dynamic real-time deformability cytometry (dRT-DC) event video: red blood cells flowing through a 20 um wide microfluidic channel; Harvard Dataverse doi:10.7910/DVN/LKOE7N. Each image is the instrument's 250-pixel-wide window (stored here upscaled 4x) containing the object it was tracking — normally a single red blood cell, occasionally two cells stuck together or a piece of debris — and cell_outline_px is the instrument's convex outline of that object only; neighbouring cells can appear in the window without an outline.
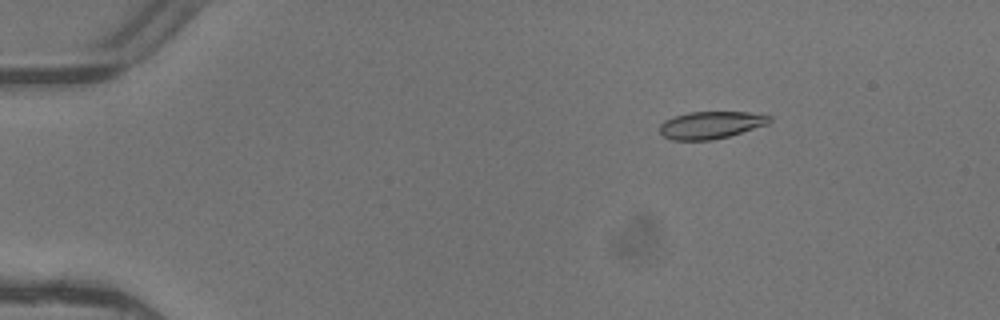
{"species": "common noctule bat (a hibernating species)", "species_latin": "Nyctalus noctula", "temperature_condition": "warm", "stored_images_in_passage": 5, "camera_frame_rate_fps": 3000, "um_per_image_px": 0.085, "animal": {"sex": "female"}, "frame": {"image": 1, "passage_image": 2, "time_ms": 0.333, "image_size_px": [1000, 320], "cell_outline_px": [[772, 120], [768, 124], [728, 136], [712, 140], [672, 140], [664, 136], [660, 132], [660, 124], [664, 120], [688, 112], [748, 112], [772, 116]], "centroid_in_image_um": [60.42, 10.62], "position_along_channel_um": 24.6, "area_um2": 17.4}}
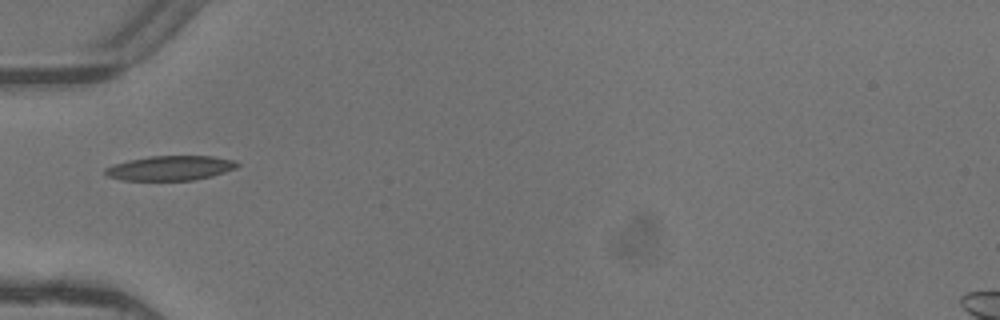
{"frame": {"image": 2, "passage_image": 5, "time_ms": 1.333, "image_size_px": [1000, 320], "cell_outline_px": [[240, 164], [236, 168], [212, 176], [192, 180], [120, 180], [108, 176], [104, 172], [104, 168], [112, 164], [128, 160], [148, 156], [212, 156], [232, 160]], "centroid_in_image_um": [14.43, 14.28], "position_along_channel_um": 70.6, "area_um2": 18.96}}